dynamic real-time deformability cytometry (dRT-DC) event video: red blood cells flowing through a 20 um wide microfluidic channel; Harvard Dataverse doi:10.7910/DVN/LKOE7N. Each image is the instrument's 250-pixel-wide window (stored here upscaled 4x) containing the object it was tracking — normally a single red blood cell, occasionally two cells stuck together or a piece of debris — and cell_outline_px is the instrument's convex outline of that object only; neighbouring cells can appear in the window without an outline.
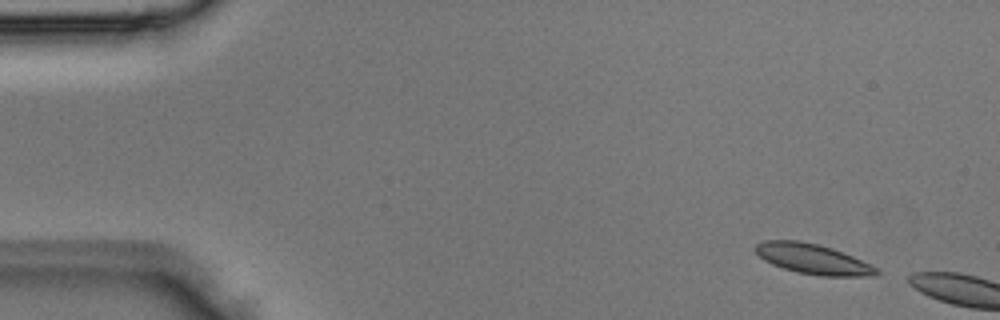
{"species": "Egyptian fruit bat (a non-hibernating species)", "species_latin": "Rousettus aegyptiacus", "temperature_condition": "room temperature", "stored_images_in_passage": 3, "camera_frame_rate_fps": 3000, "um_per_image_px": 0.085, "animal": {"sex": "male"}, "frame": {"image": 1, "passage_image": 1, "time_ms": 0.0, "image_size_px": [1000, 320], "cell_outline_px": [[880, 272], [876, 276], [820, 276], [796, 272], [772, 264], [764, 260], [752, 248], [756, 244], [764, 240], [800, 240], [820, 244], [832, 248], [852, 256], [880, 268]], "centroid_in_image_um": [69.11, 22.01], "position_along_channel_um": 15.9, "area_um2": 21.5}}